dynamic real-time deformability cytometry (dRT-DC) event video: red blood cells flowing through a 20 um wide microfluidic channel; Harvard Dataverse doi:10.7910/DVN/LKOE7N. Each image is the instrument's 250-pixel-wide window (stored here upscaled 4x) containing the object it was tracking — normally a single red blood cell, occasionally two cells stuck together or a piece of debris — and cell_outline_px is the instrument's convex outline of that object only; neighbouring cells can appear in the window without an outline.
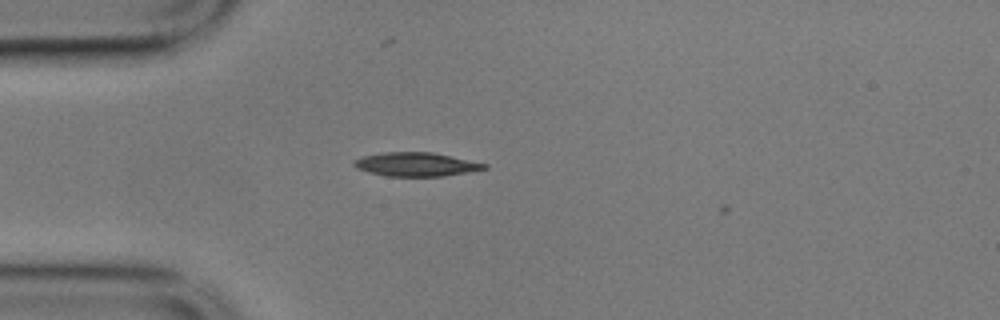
{"species": "common noctule bat (a hibernating species)", "species_latin": "Nyctalus noctula", "temperature_condition": "cold", "stored_images_in_passage": 5, "camera_frame_rate_fps": 3000, "um_per_image_px": 0.085, "animal": {"sex": "male", "body_mass_g": 17.9}, "frame": {"image": 1, "passage_image": 4, "time_ms": 1.0, "image_size_px": [1000, 320], "cell_outline_px": [[488, 168], [468, 172], [444, 176], [388, 176], [368, 172], [356, 168], [352, 164], [352, 160], [364, 156], [384, 152], [432, 152], [488, 164]], "centroid_in_image_um": [35.35, 13.97], "position_along_channel_um": 49.7, "area_um2": 18.03}}